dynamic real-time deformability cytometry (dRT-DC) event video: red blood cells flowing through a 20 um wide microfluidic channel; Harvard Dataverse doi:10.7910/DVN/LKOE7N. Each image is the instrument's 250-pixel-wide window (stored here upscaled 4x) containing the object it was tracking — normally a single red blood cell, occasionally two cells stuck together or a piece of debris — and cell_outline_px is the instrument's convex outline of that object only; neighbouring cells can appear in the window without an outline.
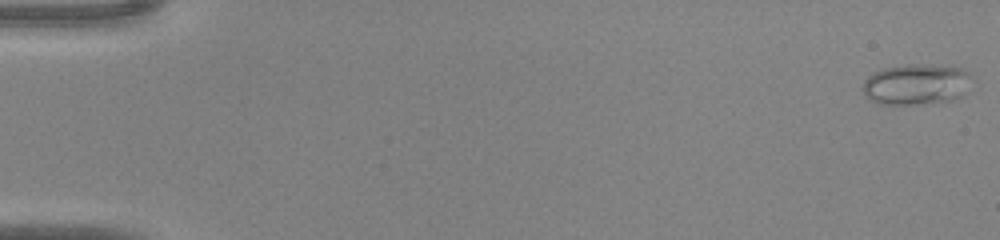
{"species": "common noctule bat (a hibernating species)", "species_latin": "Nyctalus noctula", "temperature_condition": "warm", "stored_images_in_passage": 44, "camera_frame_rate_fps": 3000, "um_per_image_px": 0.085, "animal": {"sex": "male", "body_mass_g": 20.0, "forearm_length_mm": 53.3}, "frame": {"image": 1, "passage_image": 1, "time_ms": 0.0, "image_size_px": [1000, 240], "cell_outline_px": [[972, 76], [964, 96], [956, 100], [912, 104], [876, 104], [864, 96], [860, 88], [864, 80], [872, 72], [884, 68], [908, 64], [924, 64], [960, 68], [968, 72]], "centroid_in_image_um": [77.84, 7.18], "position_along_channel_um": 7.2, "area_um2": 26.36}}
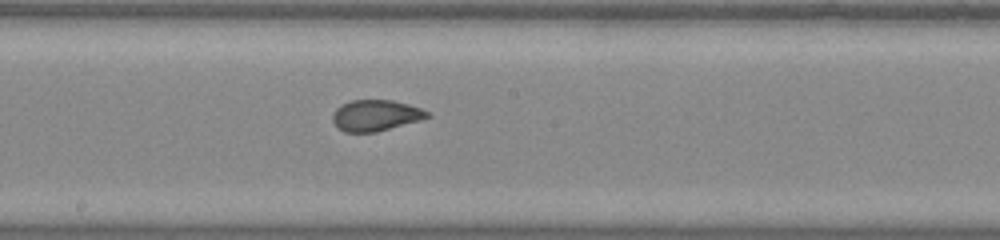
{"frame": {"image": 2, "passage_image": 25, "time_ms": 8.0, "image_size_px": [1000, 240], "cell_outline_px": [[432, 116], [420, 120], [376, 132], [344, 132], [332, 120], [332, 116], [336, 108], [340, 104], [352, 100], [392, 100], [408, 104], [420, 108], [428, 112]], "centroid_in_image_um": [31.93, 9.8], "position_along_channel_um": 216.3, "area_um2": 17.05}}
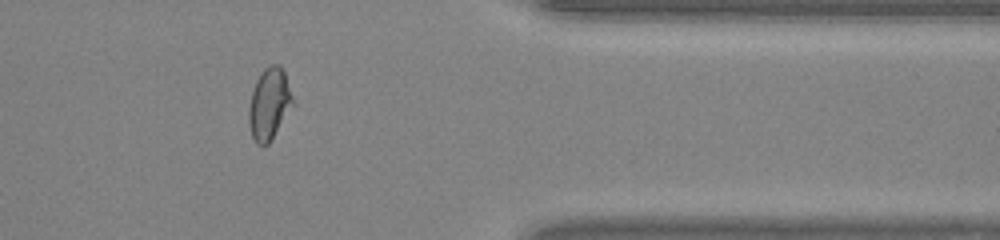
{"frame": {"image": 3, "passage_image": 37, "time_ms": 12.0, "image_size_px": [1000, 240], "cell_outline_px": [[296, 104], [272, 140], [264, 148], [256, 144], [252, 136], [248, 124], [248, 108], [252, 92], [256, 80], [264, 68], [272, 64], [280, 64], [284, 72]], "centroid_in_image_um": [22.91, 8.89], "position_along_channel_um": 388.5, "area_um2": 18.96}}